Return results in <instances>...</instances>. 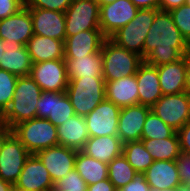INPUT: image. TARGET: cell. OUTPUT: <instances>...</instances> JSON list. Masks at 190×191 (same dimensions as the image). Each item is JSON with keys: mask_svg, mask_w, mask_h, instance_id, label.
<instances>
[{"mask_svg": "<svg viewBox=\"0 0 190 191\" xmlns=\"http://www.w3.org/2000/svg\"><path fill=\"white\" fill-rule=\"evenodd\" d=\"M175 162L181 183L186 184L190 178V154L180 152Z\"/></svg>", "mask_w": 190, "mask_h": 191, "instance_id": "38", "label": "cell"}, {"mask_svg": "<svg viewBox=\"0 0 190 191\" xmlns=\"http://www.w3.org/2000/svg\"><path fill=\"white\" fill-rule=\"evenodd\" d=\"M186 4L190 6V0H186Z\"/></svg>", "mask_w": 190, "mask_h": 191, "instance_id": "54", "label": "cell"}, {"mask_svg": "<svg viewBox=\"0 0 190 191\" xmlns=\"http://www.w3.org/2000/svg\"><path fill=\"white\" fill-rule=\"evenodd\" d=\"M186 57H190V41L187 42V54Z\"/></svg>", "mask_w": 190, "mask_h": 191, "instance_id": "52", "label": "cell"}, {"mask_svg": "<svg viewBox=\"0 0 190 191\" xmlns=\"http://www.w3.org/2000/svg\"><path fill=\"white\" fill-rule=\"evenodd\" d=\"M99 4V6L101 5H106V4H110L112 2H114L115 0H96Z\"/></svg>", "mask_w": 190, "mask_h": 191, "instance_id": "50", "label": "cell"}, {"mask_svg": "<svg viewBox=\"0 0 190 191\" xmlns=\"http://www.w3.org/2000/svg\"><path fill=\"white\" fill-rule=\"evenodd\" d=\"M178 191H190V188L187 186V184L181 183V184L178 186Z\"/></svg>", "mask_w": 190, "mask_h": 191, "instance_id": "48", "label": "cell"}, {"mask_svg": "<svg viewBox=\"0 0 190 191\" xmlns=\"http://www.w3.org/2000/svg\"><path fill=\"white\" fill-rule=\"evenodd\" d=\"M3 53L0 69H4L17 77L29 76L33 62L26 46L18 42H2Z\"/></svg>", "mask_w": 190, "mask_h": 191, "instance_id": "20", "label": "cell"}, {"mask_svg": "<svg viewBox=\"0 0 190 191\" xmlns=\"http://www.w3.org/2000/svg\"><path fill=\"white\" fill-rule=\"evenodd\" d=\"M33 23L29 9L24 6L17 13L0 20V38L5 42L26 45L33 37Z\"/></svg>", "mask_w": 190, "mask_h": 191, "instance_id": "16", "label": "cell"}, {"mask_svg": "<svg viewBox=\"0 0 190 191\" xmlns=\"http://www.w3.org/2000/svg\"><path fill=\"white\" fill-rule=\"evenodd\" d=\"M185 92L190 95V57H186Z\"/></svg>", "mask_w": 190, "mask_h": 191, "instance_id": "46", "label": "cell"}, {"mask_svg": "<svg viewBox=\"0 0 190 191\" xmlns=\"http://www.w3.org/2000/svg\"><path fill=\"white\" fill-rule=\"evenodd\" d=\"M25 46L33 63L64 59V41L34 34Z\"/></svg>", "mask_w": 190, "mask_h": 191, "instance_id": "27", "label": "cell"}, {"mask_svg": "<svg viewBox=\"0 0 190 191\" xmlns=\"http://www.w3.org/2000/svg\"><path fill=\"white\" fill-rule=\"evenodd\" d=\"M151 111L177 132L190 121V95L186 92L163 95Z\"/></svg>", "mask_w": 190, "mask_h": 191, "instance_id": "8", "label": "cell"}, {"mask_svg": "<svg viewBox=\"0 0 190 191\" xmlns=\"http://www.w3.org/2000/svg\"><path fill=\"white\" fill-rule=\"evenodd\" d=\"M170 14L181 35L187 42L190 41V6L183 4L171 10Z\"/></svg>", "mask_w": 190, "mask_h": 191, "instance_id": "36", "label": "cell"}, {"mask_svg": "<svg viewBox=\"0 0 190 191\" xmlns=\"http://www.w3.org/2000/svg\"><path fill=\"white\" fill-rule=\"evenodd\" d=\"M17 79L12 73L0 69V109L4 112L13 99Z\"/></svg>", "mask_w": 190, "mask_h": 191, "instance_id": "34", "label": "cell"}, {"mask_svg": "<svg viewBox=\"0 0 190 191\" xmlns=\"http://www.w3.org/2000/svg\"><path fill=\"white\" fill-rule=\"evenodd\" d=\"M81 151L102 163L109 164L122 154L123 143L118 135L89 137Z\"/></svg>", "mask_w": 190, "mask_h": 191, "instance_id": "25", "label": "cell"}, {"mask_svg": "<svg viewBox=\"0 0 190 191\" xmlns=\"http://www.w3.org/2000/svg\"><path fill=\"white\" fill-rule=\"evenodd\" d=\"M120 107L106 98L85 116L90 137L117 135Z\"/></svg>", "mask_w": 190, "mask_h": 191, "instance_id": "13", "label": "cell"}, {"mask_svg": "<svg viewBox=\"0 0 190 191\" xmlns=\"http://www.w3.org/2000/svg\"><path fill=\"white\" fill-rule=\"evenodd\" d=\"M30 155L24 145L12 133L1 149L0 178L14 185Z\"/></svg>", "mask_w": 190, "mask_h": 191, "instance_id": "10", "label": "cell"}, {"mask_svg": "<svg viewBox=\"0 0 190 191\" xmlns=\"http://www.w3.org/2000/svg\"><path fill=\"white\" fill-rule=\"evenodd\" d=\"M24 7V0H0V20L17 13Z\"/></svg>", "mask_w": 190, "mask_h": 191, "instance_id": "39", "label": "cell"}, {"mask_svg": "<svg viewBox=\"0 0 190 191\" xmlns=\"http://www.w3.org/2000/svg\"><path fill=\"white\" fill-rule=\"evenodd\" d=\"M122 153L138 174H143L154 162L142 140L124 143Z\"/></svg>", "mask_w": 190, "mask_h": 191, "instance_id": "31", "label": "cell"}, {"mask_svg": "<svg viewBox=\"0 0 190 191\" xmlns=\"http://www.w3.org/2000/svg\"><path fill=\"white\" fill-rule=\"evenodd\" d=\"M105 82V98L116 106L122 108L139 104L136 75Z\"/></svg>", "mask_w": 190, "mask_h": 191, "instance_id": "22", "label": "cell"}, {"mask_svg": "<svg viewBox=\"0 0 190 191\" xmlns=\"http://www.w3.org/2000/svg\"><path fill=\"white\" fill-rule=\"evenodd\" d=\"M150 111V107L141 104L120 109L117 135L123 144L141 140L145 119Z\"/></svg>", "mask_w": 190, "mask_h": 191, "instance_id": "17", "label": "cell"}, {"mask_svg": "<svg viewBox=\"0 0 190 191\" xmlns=\"http://www.w3.org/2000/svg\"><path fill=\"white\" fill-rule=\"evenodd\" d=\"M143 175L150 187L158 190L178 187L181 184L175 161H154Z\"/></svg>", "mask_w": 190, "mask_h": 191, "instance_id": "24", "label": "cell"}, {"mask_svg": "<svg viewBox=\"0 0 190 191\" xmlns=\"http://www.w3.org/2000/svg\"><path fill=\"white\" fill-rule=\"evenodd\" d=\"M176 131L150 111L145 119L141 139H165L172 137Z\"/></svg>", "mask_w": 190, "mask_h": 191, "instance_id": "33", "label": "cell"}, {"mask_svg": "<svg viewBox=\"0 0 190 191\" xmlns=\"http://www.w3.org/2000/svg\"><path fill=\"white\" fill-rule=\"evenodd\" d=\"M106 36L101 30H84L66 37L64 58H77L101 51Z\"/></svg>", "mask_w": 190, "mask_h": 191, "instance_id": "19", "label": "cell"}, {"mask_svg": "<svg viewBox=\"0 0 190 191\" xmlns=\"http://www.w3.org/2000/svg\"><path fill=\"white\" fill-rule=\"evenodd\" d=\"M2 42H3V40L0 38V60H1L2 53L4 51L3 46H2Z\"/></svg>", "mask_w": 190, "mask_h": 191, "instance_id": "53", "label": "cell"}, {"mask_svg": "<svg viewBox=\"0 0 190 191\" xmlns=\"http://www.w3.org/2000/svg\"><path fill=\"white\" fill-rule=\"evenodd\" d=\"M117 191H151V187L143 174H137L131 182Z\"/></svg>", "mask_w": 190, "mask_h": 191, "instance_id": "40", "label": "cell"}, {"mask_svg": "<svg viewBox=\"0 0 190 191\" xmlns=\"http://www.w3.org/2000/svg\"><path fill=\"white\" fill-rule=\"evenodd\" d=\"M186 184L190 188V178H189V182H187Z\"/></svg>", "mask_w": 190, "mask_h": 191, "instance_id": "55", "label": "cell"}, {"mask_svg": "<svg viewBox=\"0 0 190 191\" xmlns=\"http://www.w3.org/2000/svg\"><path fill=\"white\" fill-rule=\"evenodd\" d=\"M159 9H139L136 16L124 27L117 30L110 39L117 45L139 54L143 58L145 37Z\"/></svg>", "mask_w": 190, "mask_h": 191, "instance_id": "6", "label": "cell"}, {"mask_svg": "<svg viewBox=\"0 0 190 191\" xmlns=\"http://www.w3.org/2000/svg\"><path fill=\"white\" fill-rule=\"evenodd\" d=\"M64 59L68 80L82 77H103L101 51L82 57Z\"/></svg>", "mask_w": 190, "mask_h": 191, "instance_id": "28", "label": "cell"}, {"mask_svg": "<svg viewBox=\"0 0 190 191\" xmlns=\"http://www.w3.org/2000/svg\"><path fill=\"white\" fill-rule=\"evenodd\" d=\"M139 9L131 0H115L100 6L99 26L106 38L128 24Z\"/></svg>", "mask_w": 190, "mask_h": 191, "instance_id": "11", "label": "cell"}, {"mask_svg": "<svg viewBox=\"0 0 190 191\" xmlns=\"http://www.w3.org/2000/svg\"><path fill=\"white\" fill-rule=\"evenodd\" d=\"M105 83L103 77H82L68 81L65 92L76 115L85 117L105 99Z\"/></svg>", "mask_w": 190, "mask_h": 191, "instance_id": "4", "label": "cell"}, {"mask_svg": "<svg viewBox=\"0 0 190 191\" xmlns=\"http://www.w3.org/2000/svg\"><path fill=\"white\" fill-rule=\"evenodd\" d=\"M35 35L51 37L65 42V13L42 8H28Z\"/></svg>", "mask_w": 190, "mask_h": 191, "instance_id": "18", "label": "cell"}, {"mask_svg": "<svg viewBox=\"0 0 190 191\" xmlns=\"http://www.w3.org/2000/svg\"><path fill=\"white\" fill-rule=\"evenodd\" d=\"M75 169L87 185L95 184L108 178V164L77 151Z\"/></svg>", "mask_w": 190, "mask_h": 191, "instance_id": "29", "label": "cell"}, {"mask_svg": "<svg viewBox=\"0 0 190 191\" xmlns=\"http://www.w3.org/2000/svg\"><path fill=\"white\" fill-rule=\"evenodd\" d=\"M137 174L123 153L108 164V179L113 183L116 190L131 182Z\"/></svg>", "mask_w": 190, "mask_h": 191, "instance_id": "32", "label": "cell"}, {"mask_svg": "<svg viewBox=\"0 0 190 191\" xmlns=\"http://www.w3.org/2000/svg\"><path fill=\"white\" fill-rule=\"evenodd\" d=\"M77 151L78 150L72 148L57 145L41 150L35 155L44 164L54 183L75 168Z\"/></svg>", "mask_w": 190, "mask_h": 191, "instance_id": "15", "label": "cell"}, {"mask_svg": "<svg viewBox=\"0 0 190 191\" xmlns=\"http://www.w3.org/2000/svg\"><path fill=\"white\" fill-rule=\"evenodd\" d=\"M87 191H117L113 183L108 179L101 180L95 184L88 185Z\"/></svg>", "mask_w": 190, "mask_h": 191, "instance_id": "42", "label": "cell"}, {"mask_svg": "<svg viewBox=\"0 0 190 191\" xmlns=\"http://www.w3.org/2000/svg\"><path fill=\"white\" fill-rule=\"evenodd\" d=\"M186 4V0H161L159 10L168 11Z\"/></svg>", "mask_w": 190, "mask_h": 191, "instance_id": "44", "label": "cell"}, {"mask_svg": "<svg viewBox=\"0 0 190 191\" xmlns=\"http://www.w3.org/2000/svg\"><path fill=\"white\" fill-rule=\"evenodd\" d=\"M180 152L190 154V121L184 124L178 131Z\"/></svg>", "mask_w": 190, "mask_h": 191, "instance_id": "41", "label": "cell"}, {"mask_svg": "<svg viewBox=\"0 0 190 191\" xmlns=\"http://www.w3.org/2000/svg\"><path fill=\"white\" fill-rule=\"evenodd\" d=\"M186 54L187 41L174 24L170 12L158 10L145 37L144 62L158 67L176 62Z\"/></svg>", "mask_w": 190, "mask_h": 191, "instance_id": "1", "label": "cell"}, {"mask_svg": "<svg viewBox=\"0 0 190 191\" xmlns=\"http://www.w3.org/2000/svg\"><path fill=\"white\" fill-rule=\"evenodd\" d=\"M41 93L42 89L30 76L18 77L13 99L4 112L9 127L36 118V104Z\"/></svg>", "mask_w": 190, "mask_h": 191, "instance_id": "2", "label": "cell"}, {"mask_svg": "<svg viewBox=\"0 0 190 191\" xmlns=\"http://www.w3.org/2000/svg\"><path fill=\"white\" fill-rule=\"evenodd\" d=\"M135 75L138 85V102L151 108L163 96L157 67L143 62Z\"/></svg>", "mask_w": 190, "mask_h": 191, "instance_id": "21", "label": "cell"}, {"mask_svg": "<svg viewBox=\"0 0 190 191\" xmlns=\"http://www.w3.org/2000/svg\"><path fill=\"white\" fill-rule=\"evenodd\" d=\"M53 186L48 170L35 154L26 159L14 184V188L20 191H52Z\"/></svg>", "mask_w": 190, "mask_h": 191, "instance_id": "14", "label": "cell"}, {"mask_svg": "<svg viewBox=\"0 0 190 191\" xmlns=\"http://www.w3.org/2000/svg\"><path fill=\"white\" fill-rule=\"evenodd\" d=\"M99 14L96 0H73L65 11L66 37L84 30H100Z\"/></svg>", "mask_w": 190, "mask_h": 191, "instance_id": "7", "label": "cell"}, {"mask_svg": "<svg viewBox=\"0 0 190 191\" xmlns=\"http://www.w3.org/2000/svg\"><path fill=\"white\" fill-rule=\"evenodd\" d=\"M14 185L0 178V191H10Z\"/></svg>", "mask_w": 190, "mask_h": 191, "instance_id": "47", "label": "cell"}, {"mask_svg": "<svg viewBox=\"0 0 190 191\" xmlns=\"http://www.w3.org/2000/svg\"><path fill=\"white\" fill-rule=\"evenodd\" d=\"M12 134V128L4 122L0 123V153L6 139Z\"/></svg>", "mask_w": 190, "mask_h": 191, "instance_id": "45", "label": "cell"}, {"mask_svg": "<svg viewBox=\"0 0 190 191\" xmlns=\"http://www.w3.org/2000/svg\"><path fill=\"white\" fill-rule=\"evenodd\" d=\"M5 119H4V111L2 109H0V123H4Z\"/></svg>", "mask_w": 190, "mask_h": 191, "instance_id": "51", "label": "cell"}, {"mask_svg": "<svg viewBox=\"0 0 190 191\" xmlns=\"http://www.w3.org/2000/svg\"><path fill=\"white\" fill-rule=\"evenodd\" d=\"M103 78L105 81L135 75L144 59L137 53L124 49L110 38H106L102 48Z\"/></svg>", "mask_w": 190, "mask_h": 191, "instance_id": "3", "label": "cell"}, {"mask_svg": "<svg viewBox=\"0 0 190 191\" xmlns=\"http://www.w3.org/2000/svg\"><path fill=\"white\" fill-rule=\"evenodd\" d=\"M138 9H159L161 0H131Z\"/></svg>", "mask_w": 190, "mask_h": 191, "instance_id": "43", "label": "cell"}, {"mask_svg": "<svg viewBox=\"0 0 190 191\" xmlns=\"http://www.w3.org/2000/svg\"><path fill=\"white\" fill-rule=\"evenodd\" d=\"M154 161H175L180 154V144L177 132L165 139H141Z\"/></svg>", "mask_w": 190, "mask_h": 191, "instance_id": "30", "label": "cell"}, {"mask_svg": "<svg viewBox=\"0 0 190 191\" xmlns=\"http://www.w3.org/2000/svg\"><path fill=\"white\" fill-rule=\"evenodd\" d=\"M59 145L81 151L90 135L84 116L74 115L57 127Z\"/></svg>", "mask_w": 190, "mask_h": 191, "instance_id": "23", "label": "cell"}, {"mask_svg": "<svg viewBox=\"0 0 190 191\" xmlns=\"http://www.w3.org/2000/svg\"><path fill=\"white\" fill-rule=\"evenodd\" d=\"M163 95L185 92L186 56L182 59L157 67Z\"/></svg>", "mask_w": 190, "mask_h": 191, "instance_id": "26", "label": "cell"}, {"mask_svg": "<svg viewBox=\"0 0 190 191\" xmlns=\"http://www.w3.org/2000/svg\"><path fill=\"white\" fill-rule=\"evenodd\" d=\"M87 186L74 168L66 176L54 182L52 191H87Z\"/></svg>", "mask_w": 190, "mask_h": 191, "instance_id": "35", "label": "cell"}, {"mask_svg": "<svg viewBox=\"0 0 190 191\" xmlns=\"http://www.w3.org/2000/svg\"><path fill=\"white\" fill-rule=\"evenodd\" d=\"M73 0H24V6L27 8H42L52 11H65Z\"/></svg>", "mask_w": 190, "mask_h": 191, "instance_id": "37", "label": "cell"}, {"mask_svg": "<svg viewBox=\"0 0 190 191\" xmlns=\"http://www.w3.org/2000/svg\"><path fill=\"white\" fill-rule=\"evenodd\" d=\"M36 105V117L46 118L56 127L75 115L66 92L42 91Z\"/></svg>", "mask_w": 190, "mask_h": 191, "instance_id": "12", "label": "cell"}, {"mask_svg": "<svg viewBox=\"0 0 190 191\" xmlns=\"http://www.w3.org/2000/svg\"><path fill=\"white\" fill-rule=\"evenodd\" d=\"M29 76L42 91L65 92L68 86L65 59L33 63Z\"/></svg>", "mask_w": 190, "mask_h": 191, "instance_id": "9", "label": "cell"}, {"mask_svg": "<svg viewBox=\"0 0 190 191\" xmlns=\"http://www.w3.org/2000/svg\"><path fill=\"white\" fill-rule=\"evenodd\" d=\"M10 191H20V190H17V189H15V188L13 187Z\"/></svg>", "mask_w": 190, "mask_h": 191, "instance_id": "56", "label": "cell"}, {"mask_svg": "<svg viewBox=\"0 0 190 191\" xmlns=\"http://www.w3.org/2000/svg\"><path fill=\"white\" fill-rule=\"evenodd\" d=\"M151 191H178V187H174V188H166V189H155V188H151Z\"/></svg>", "mask_w": 190, "mask_h": 191, "instance_id": "49", "label": "cell"}, {"mask_svg": "<svg viewBox=\"0 0 190 191\" xmlns=\"http://www.w3.org/2000/svg\"><path fill=\"white\" fill-rule=\"evenodd\" d=\"M12 133L30 154L59 145L57 127L46 118H32L15 125Z\"/></svg>", "mask_w": 190, "mask_h": 191, "instance_id": "5", "label": "cell"}]
</instances>
